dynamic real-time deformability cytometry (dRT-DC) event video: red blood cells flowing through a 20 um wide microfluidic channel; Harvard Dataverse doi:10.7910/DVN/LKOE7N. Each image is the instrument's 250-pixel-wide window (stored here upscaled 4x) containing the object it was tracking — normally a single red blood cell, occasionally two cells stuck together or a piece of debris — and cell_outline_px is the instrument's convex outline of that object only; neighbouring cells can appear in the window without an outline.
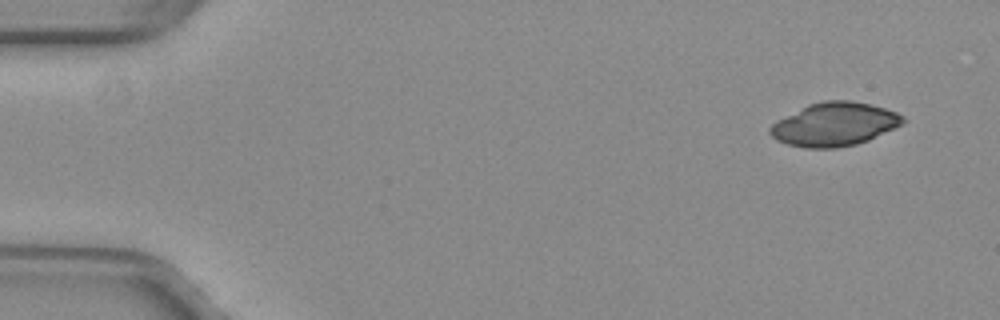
{"species": "common noctule bat (a hibernating species)", "species_latin": "Nyctalus noctula", "temperature_condition": "warm", "stored_images_in_passage": 40, "camera_frame_rate_fps": 3000, "um_per_image_px": 0.085, "animal": {"sex": "female", "body_mass_g": 29.2, "forearm_length_mm": 56.3}, "frame": {"image": 1, "passage_image": 1, "time_ms": 0.0, "image_size_px": [1000, 320], "cell_outline_px": [[908, 120], [904, 124], [868, 140], [856, 144], [836, 148], [804, 148], [788, 144], [776, 140], [768, 132], [768, 128], [776, 120], [808, 104], [824, 100], [852, 100], [872, 104], [896, 112], [904, 116]], "centroid_in_image_um": [70.93, 10.56], "position_along_channel_um": 14.1, "area_um2": 33.99}}